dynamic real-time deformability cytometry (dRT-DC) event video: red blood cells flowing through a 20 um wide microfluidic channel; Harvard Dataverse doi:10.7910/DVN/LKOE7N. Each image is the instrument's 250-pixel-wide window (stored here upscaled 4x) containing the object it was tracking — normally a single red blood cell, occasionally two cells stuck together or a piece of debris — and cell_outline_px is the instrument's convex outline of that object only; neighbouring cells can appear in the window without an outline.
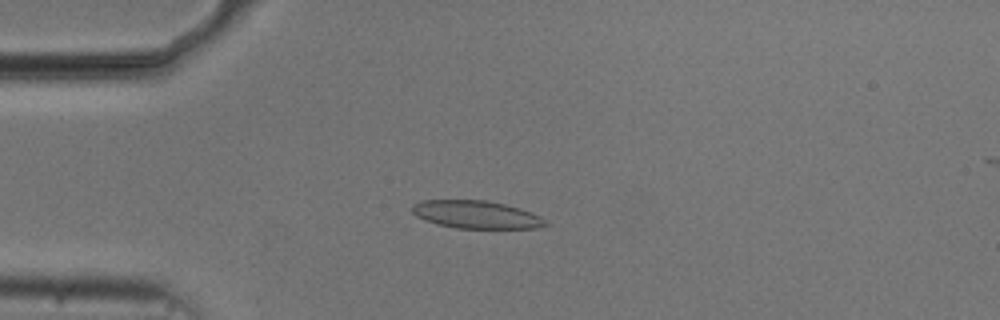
{"species": "common noctule bat (a hibernating species)", "species_latin": "Nyctalus noctula", "temperature_condition": "cold", "stored_images_in_passage": 51, "camera_frame_rate_fps": 3000, "um_per_image_px": 0.085, "animal": {"sex": "male", "body_mass_g": 20.5, "forearm_length_mm": 52.5}, "frame": {"image": 1, "passage_image": 11, "time_ms": 3.333, "image_size_px": [1000, 320], "cell_outline_px": [[552, 224], [536, 228], [456, 228], [436, 224], [416, 216], [412, 212], [412, 204], [424, 200], [488, 200], [520, 208], [532, 212], [540, 216]], "centroid_in_image_um": [40.51, 18.24], "position_along_channel_um": 44.5, "area_um2": 21.73}}
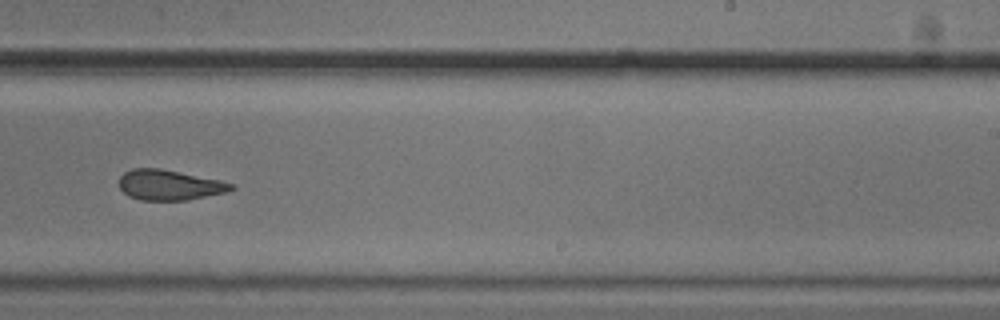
{"frame": {"image": 2, "passage_image": 31, "time_ms": 10.0, "image_size_px": [1000, 320], "cell_outline_px": [[236, 188], [228, 192], [188, 200], [140, 200], [128, 196], [120, 188], [120, 176], [124, 172], [132, 168], [160, 168], [220, 180], [236, 184]], "centroid_in_image_um": [14.43, 15.73], "position_along_channel_um": 274.6, "area_um2": 19.94}}
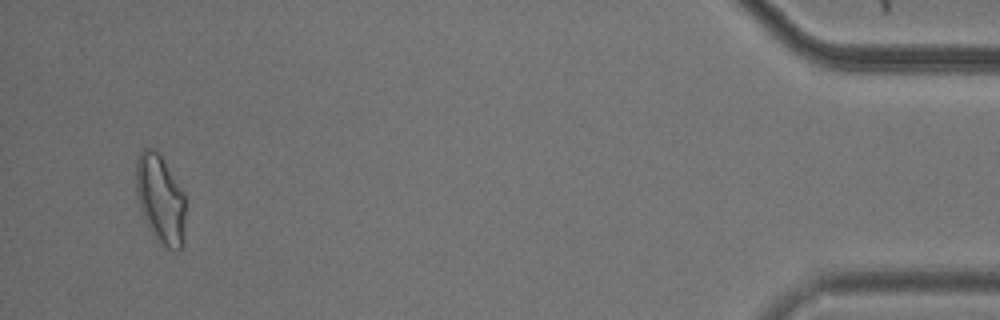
{"frame": {"image": 3, "passage_image": 49, "time_ms": 16.0, "image_size_px": [1000, 320], "cell_outline_px": [[184, 244], [176, 252], [168, 248], [156, 236], [148, 224], [140, 208], [136, 192], [136, 160], [140, 152], [144, 148], [156, 148], [164, 160], [184, 192]], "centroid_in_image_um": [13.64, 16.87], "position_along_channel_um": 421.6, "area_um2": 25.32}, "authors_computed_cell_mechanics": {"area_um2": 21.675, "velocity_mm_per_s": 3.7399, "shape_relaxation_time_tau1_ms": null, "shape_relaxation_time_tau2_ms": 4.4495, "deformation_change_tau1": null, "deformation_change_tau2": 0.1108}}